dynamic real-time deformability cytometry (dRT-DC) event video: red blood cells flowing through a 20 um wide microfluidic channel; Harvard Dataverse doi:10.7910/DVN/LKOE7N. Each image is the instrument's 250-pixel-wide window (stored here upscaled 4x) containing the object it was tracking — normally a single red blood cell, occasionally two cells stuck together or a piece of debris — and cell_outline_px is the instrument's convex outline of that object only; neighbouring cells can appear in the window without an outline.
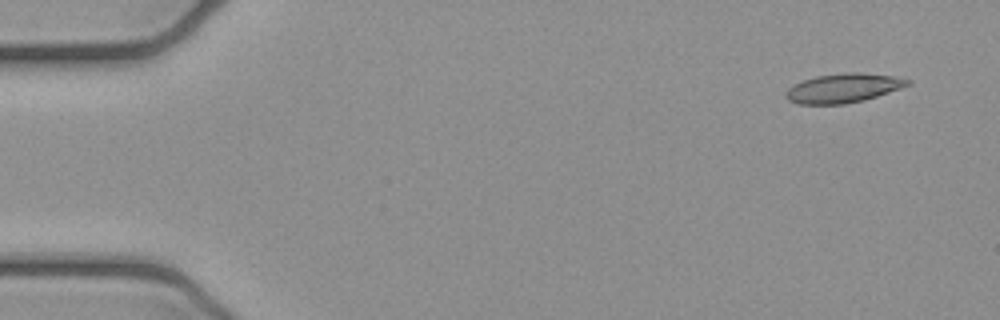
{"species": "common noctule bat (a hibernating species)", "species_latin": "Nyctalus noctula", "temperature_condition": "cold", "stored_images_in_passage": 4, "camera_frame_rate_fps": 3000, "um_per_image_px": 0.085, "animal": {"sex": "female", "body_mass_g": 21.9}, "frame": {"image": 1, "passage_image": 1, "time_ms": 0.0, "image_size_px": [1000, 320], "cell_outline_px": [[912, 84], [864, 100], [844, 104], [800, 104], [788, 100], [784, 96], [784, 92], [788, 88], [804, 80], [816, 76], [844, 72], [860, 72], [892, 76], [912, 80]], "centroid_in_image_um": [71.67, 7.48], "position_along_channel_um": 13.3, "area_um2": 20.63}}